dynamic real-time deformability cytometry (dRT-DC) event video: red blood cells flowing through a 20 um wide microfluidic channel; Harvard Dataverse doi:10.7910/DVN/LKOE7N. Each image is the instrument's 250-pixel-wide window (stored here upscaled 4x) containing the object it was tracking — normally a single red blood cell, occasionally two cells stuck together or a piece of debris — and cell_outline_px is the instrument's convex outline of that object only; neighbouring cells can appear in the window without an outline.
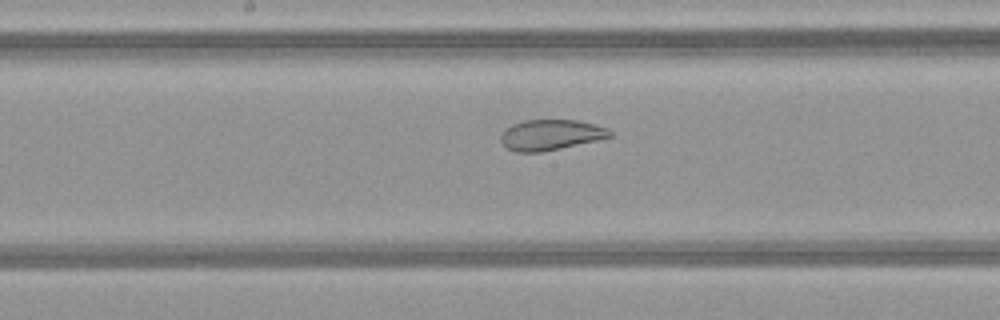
{"species": "common noctule bat (a hibernating species)", "species_latin": "Nyctalus noctula", "temperature_condition": "warm", "stored_images_in_passage": 51, "camera_frame_rate_fps": 3000, "um_per_image_px": 0.085, "animal": {"sex": "female", "body_mass_g": 21.9}, "frame": {"image": 1, "passage_image": 27, "time_ms": 8.667, "image_size_px": [1000, 320], "cell_outline_px": [[612, 136], [596, 140], [560, 148], [540, 152], [516, 152], [500, 144], [500, 132], [504, 128], [512, 124], [524, 120], [576, 120], [596, 124], [608, 128], [612, 132]], "centroid_in_image_um": [46.75, 11.45], "position_along_channel_um": 201.4, "area_um2": 19.54}}
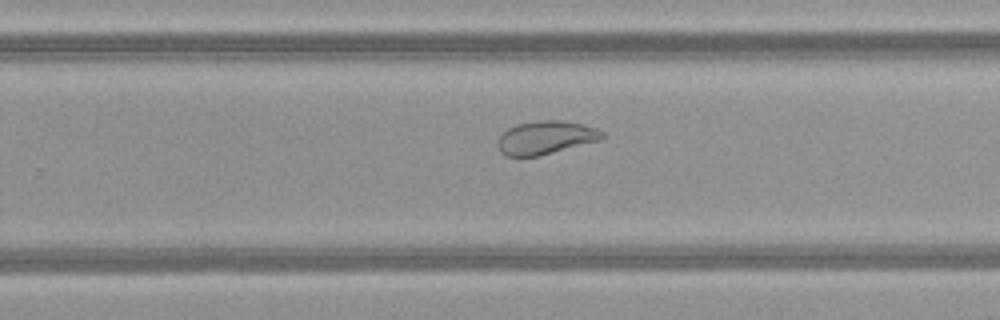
{"frame": {"image": 2, "passage_image": 33, "time_ms": 10.667, "image_size_px": [1000, 320], "cell_outline_px": [[604, 136], [600, 140], [540, 156], [508, 156], [500, 152], [496, 144], [500, 136], [508, 128], [516, 124], [540, 120], [560, 120], [580, 124], [596, 128], [604, 132]], "centroid_in_image_um": [46.36, 11.7], "position_along_channel_um": 283.4, "area_um2": 20.23}}
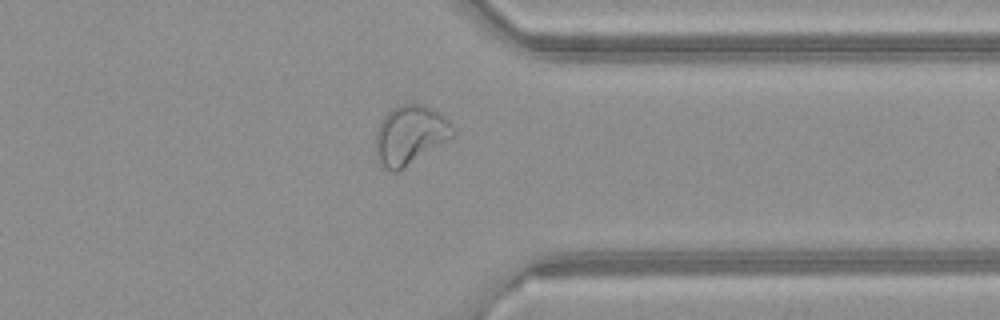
{"frame": {"image": 3, "passage_image": 40, "time_ms": 13.0, "image_size_px": [1000, 320], "cell_outline_px": [[456, 132], [448, 140], [404, 168], [396, 172], [392, 172], [384, 168], [376, 160], [376, 132], [384, 116], [392, 108], [400, 104], [424, 104], [432, 108], [444, 116], [448, 120]], "centroid_in_image_um": [34.85, 11.48], "position_along_channel_um": 376.6, "area_um2": 26.59}}